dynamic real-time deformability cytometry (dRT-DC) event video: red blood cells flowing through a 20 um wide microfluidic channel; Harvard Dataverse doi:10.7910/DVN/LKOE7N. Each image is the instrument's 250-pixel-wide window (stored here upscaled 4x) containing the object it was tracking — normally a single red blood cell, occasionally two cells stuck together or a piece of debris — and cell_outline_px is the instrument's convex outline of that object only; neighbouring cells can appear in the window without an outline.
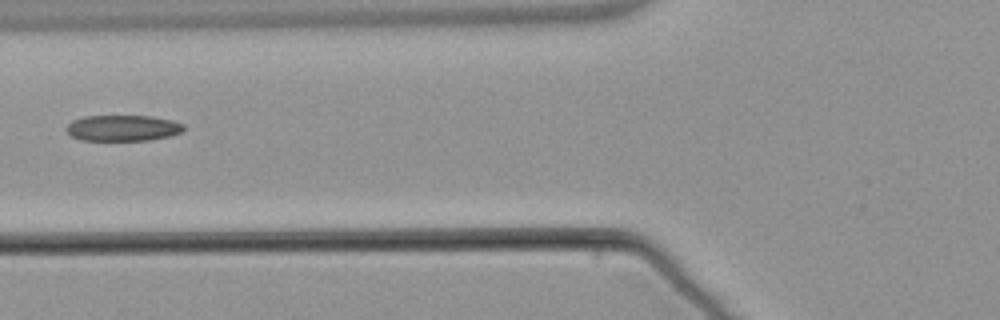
{"species": "common noctule bat (a hibernating species)", "species_latin": "Nyctalus noctula", "temperature_condition": "warm", "stored_images_in_passage": 6, "camera_frame_rate_fps": 3000, "um_per_image_px": 0.085, "animal": {"sex": "male", "body_mass_g": 21.5, "forearm_length_mm": 52.0}, "frame": {"image": 1, "passage_image": 5, "time_ms": 7.0, "image_size_px": [1000, 320], "cell_outline_px": [[184, 128], [180, 132], [168, 136], [148, 140], [80, 140], [72, 136], [64, 128], [72, 120], [84, 116], [152, 116], [172, 120], [184, 124]], "centroid_in_image_um": [10.41, 10.87], "position_along_channel_um": 115.4, "area_um2": 17.69}}